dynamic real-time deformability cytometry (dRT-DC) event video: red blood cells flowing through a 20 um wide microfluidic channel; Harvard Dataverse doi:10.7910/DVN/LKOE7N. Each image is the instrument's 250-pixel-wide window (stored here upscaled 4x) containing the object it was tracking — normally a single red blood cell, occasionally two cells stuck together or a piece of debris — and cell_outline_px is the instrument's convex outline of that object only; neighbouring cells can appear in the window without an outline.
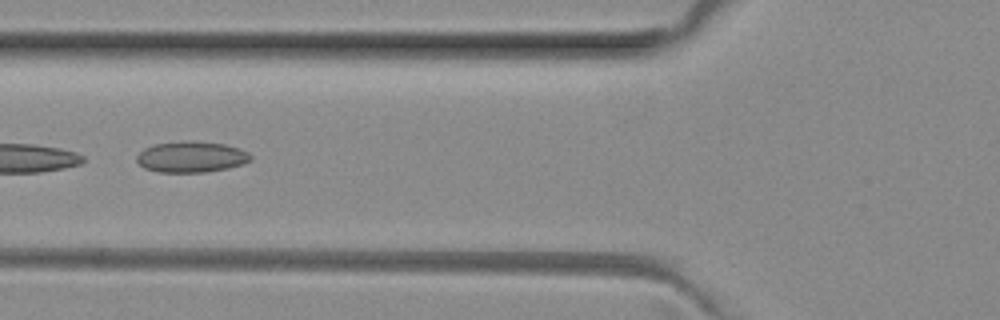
{"species": "common noctule bat (a hibernating species)", "species_latin": "Nyctalus noctula", "temperature_condition": "room temperature", "stored_images_in_passage": 11, "camera_frame_rate_fps": 3000, "um_per_image_px": 0.085, "animal": {"sex": "female", "body_mass_g": 29.2, "forearm_length_mm": 56.3}, "frame": {"image": 1, "passage_image": 8, "time_ms": 2.333, "image_size_px": [1000, 320], "cell_outline_px": [[252, 160], [244, 164], [228, 168], [204, 172], [160, 172], [144, 168], [136, 160], [136, 156], [144, 148], [156, 144], [184, 140], [224, 144], [248, 152], [252, 156]], "centroid_in_image_um": [16.26, 13.34], "position_along_channel_um": 109.5, "area_um2": 20.52}}